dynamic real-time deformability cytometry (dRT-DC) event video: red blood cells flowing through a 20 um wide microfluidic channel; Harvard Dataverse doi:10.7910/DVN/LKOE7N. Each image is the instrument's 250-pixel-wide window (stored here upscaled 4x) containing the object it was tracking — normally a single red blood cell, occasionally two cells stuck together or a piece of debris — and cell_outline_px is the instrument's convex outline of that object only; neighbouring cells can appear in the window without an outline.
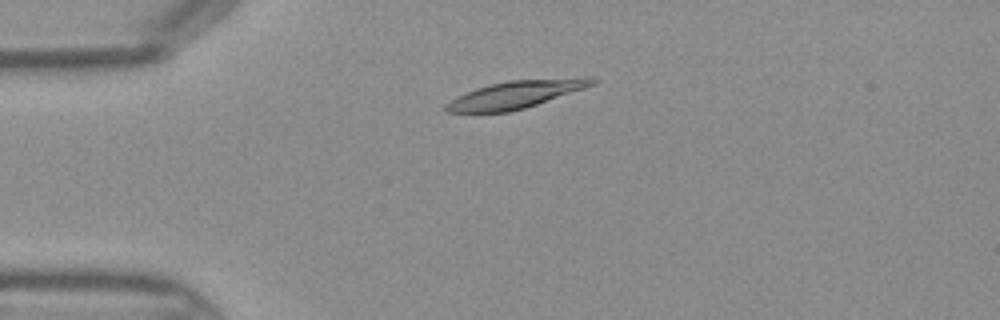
{"species": "Egyptian fruit bat (a non-hibernating species)", "species_latin": "Rousettus aegyptiacus", "temperature_condition": "warm", "stored_images_in_passage": 43, "camera_frame_rate_fps": 3000, "um_per_image_px": 0.085, "frame": {"image": 1, "passage_image": 9, "time_ms": 2.667, "image_size_px": [1000, 320], "cell_outline_px": [[600, 80], [596, 84], [524, 108], [508, 112], [444, 112], [444, 104], [476, 88], [508, 80], [584, 76], [592, 76]], "centroid_in_image_um": [43.93, 8.0], "position_along_channel_um": 41.1, "area_um2": 23.47}}
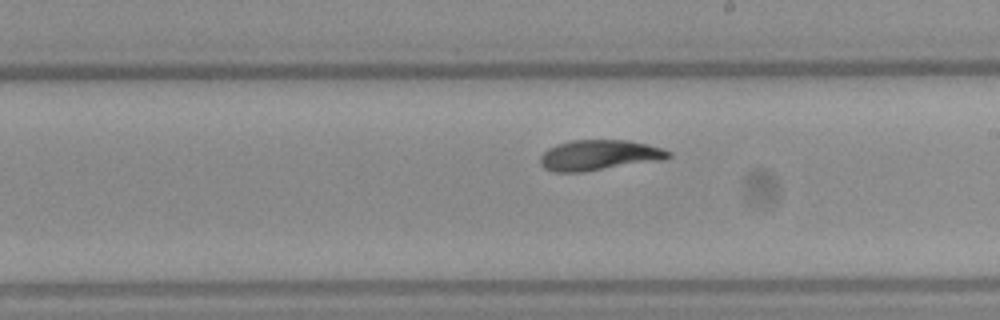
{"frame": {"image": 2, "passage_image": 24, "time_ms": 7.667, "image_size_px": [1000, 320], "cell_outline_px": [[672, 156], [664, 160], [584, 172], [552, 172], [544, 168], [540, 164], [540, 156], [548, 148], [556, 144], [572, 140], [628, 140], [648, 144], [672, 152]], "centroid_in_image_um": [50.93, 13.19], "position_along_channel_um": 238.1, "area_um2": 23.0}}
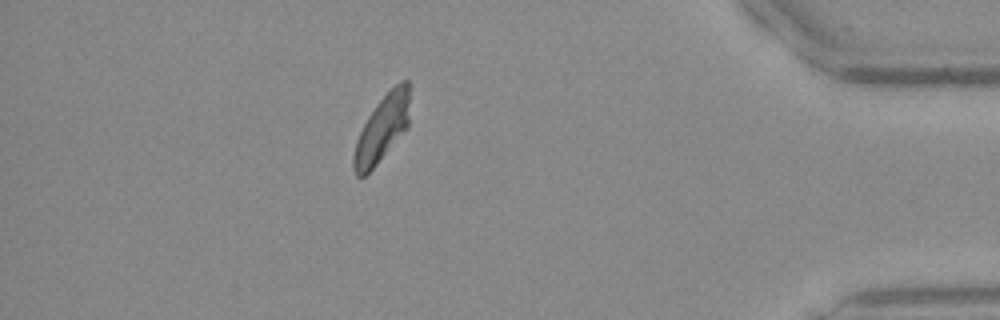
{"frame": {"image": 3, "passage_image": 38, "time_ms": 12.333, "image_size_px": [1000, 320], "cell_outline_px": [[408, 128], [376, 164], [364, 176], [356, 176], [352, 168], [352, 156], [356, 140], [368, 116], [376, 104], [400, 80], [408, 80]], "centroid_in_image_um": [32.44, 10.96], "position_along_channel_um": 402.8, "area_um2": 21.33}}